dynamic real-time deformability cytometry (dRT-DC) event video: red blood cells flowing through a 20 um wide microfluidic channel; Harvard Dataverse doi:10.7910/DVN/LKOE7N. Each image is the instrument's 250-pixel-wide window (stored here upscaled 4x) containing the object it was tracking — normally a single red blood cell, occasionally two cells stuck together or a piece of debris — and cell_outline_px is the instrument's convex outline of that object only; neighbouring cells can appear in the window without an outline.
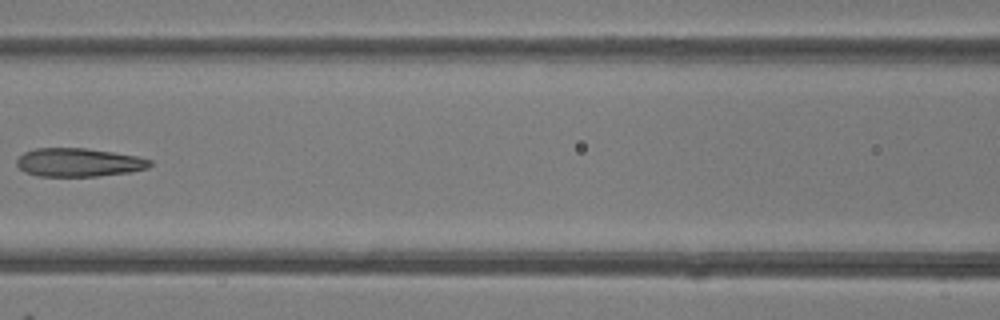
{"species": "common noctule bat (a hibernating species)", "species_latin": "Nyctalus noctula", "temperature_condition": "room temperature", "stored_images_in_passage": 7, "camera_frame_rate_fps": 3000, "um_per_image_px": 0.085, "animal": {"sex": "female"}, "frame": {"image": 1, "passage_image": 7, "time_ms": 7.0, "image_size_px": [1000, 320], "cell_outline_px": [[152, 164], [148, 168], [132, 172], [96, 176], [36, 176], [24, 172], [16, 164], [16, 160], [24, 152], [36, 148], [88, 148], [140, 156], [152, 160]], "centroid_in_image_um": [6.72, 13.8], "position_along_channel_um": 159.9, "area_um2": 22.37}}